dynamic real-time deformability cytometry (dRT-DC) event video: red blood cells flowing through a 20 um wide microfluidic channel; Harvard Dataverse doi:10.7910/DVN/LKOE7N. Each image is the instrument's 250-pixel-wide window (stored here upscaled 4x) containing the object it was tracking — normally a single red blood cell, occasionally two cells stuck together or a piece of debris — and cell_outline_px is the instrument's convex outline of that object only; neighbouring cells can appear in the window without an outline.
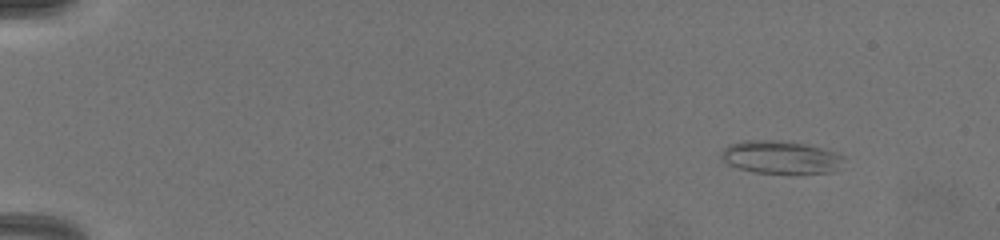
{"species": "common noctule bat (a hibernating species)", "species_latin": "Nyctalus noctula", "temperature_condition": "warm", "stored_images_in_passage": 18, "camera_frame_rate_fps": 3000, "um_per_image_px": 0.085, "animal": {"sex": "female", "body_mass_g": 19.5, "forearm_length_mm": 54.1}, "frame": {"image": 1, "passage_image": 4, "time_ms": 0.667, "image_size_px": [1000, 240], "cell_outline_px": [[844, 156], [832, 172], [752, 172], [728, 164], [720, 156], [724, 148], [728, 144], [740, 140], [780, 140], [804, 144], [820, 148]], "centroid_in_image_um": [66.24, 13.33], "position_along_channel_um": 18.8, "area_um2": 22.77}}
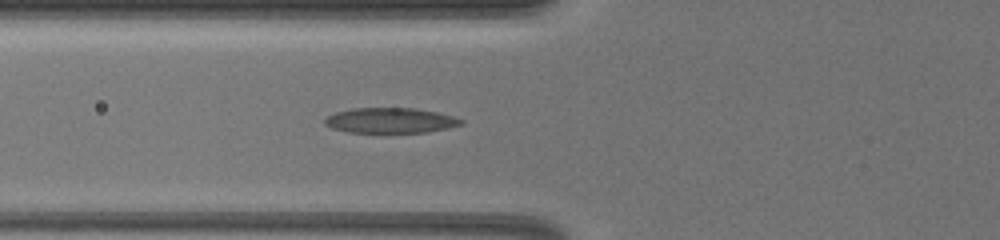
{"frame": {"image": 2, "passage_image": 18, "time_ms": 6.0, "image_size_px": [1000, 240], "cell_outline_px": [[464, 124], [448, 128], [428, 132], [348, 132], [332, 128], [324, 124], [324, 120], [328, 116], [336, 112], [352, 108], [412, 108], [436, 112], [452, 116], [464, 120]], "centroid_in_image_um": [33.19, 10.24], "position_along_channel_um": 92.6, "area_um2": 19.94}}